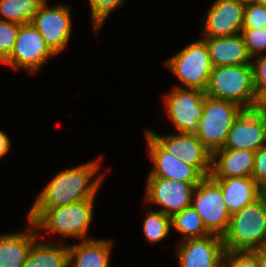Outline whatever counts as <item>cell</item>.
<instances>
[{"instance_id": "obj_1", "label": "cell", "mask_w": 266, "mask_h": 267, "mask_svg": "<svg viewBox=\"0 0 266 267\" xmlns=\"http://www.w3.org/2000/svg\"><path fill=\"white\" fill-rule=\"evenodd\" d=\"M99 159L58 172L38 195L28 213V221L34 223L50 208L95 199L104 178V175H100L92 179L98 173Z\"/></svg>"}, {"instance_id": "obj_2", "label": "cell", "mask_w": 266, "mask_h": 267, "mask_svg": "<svg viewBox=\"0 0 266 267\" xmlns=\"http://www.w3.org/2000/svg\"><path fill=\"white\" fill-rule=\"evenodd\" d=\"M222 242L226 251L266 246V200L263 196L231 214Z\"/></svg>"}, {"instance_id": "obj_3", "label": "cell", "mask_w": 266, "mask_h": 267, "mask_svg": "<svg viewBox=\"0 0 266 267\" xmlns=\"http://www.w3.org/2000/svg\"><path fill=\"white\" fill-rule=\"evenodd\" d=\"M205 94L252 109L256 92L251 64L213 67Z\"/></svg>"}, {"instance_id": "obj_4", "label": "cell", "mask_w": 266, "mask_h": 267, "mask_svg": "<svg viewBox=\"0 0 266 267\" xmlns=\"http://www.w3.org/2000/svg\"><path fill=\"white\" fill-rule=\"evenodd\" d=\"M93 204L94 199H86L47 209L34 223L29 222L30 228L86 240L93 218Z\"/></svg>"}, {"instance_id": "obj_5", "label": "cell", "mask_w": 266, "mask_h": 267, "mask_svg": "<svg viewBox=\"0 0 266 267\" xmlns=\"http://www.w3.org/2000/svg\"><path fill=\"white\" fill-rule=\"evenodd\" d=\"M243 110L236 103L205 94L204 112L195 135L211 154L223 147L233 122Z\"/></svg>"}, {"instance_id": "obj_6", "label": "cell", "mask_w": 266, "mask_h": 267, "mask_svg": "<svg viewBox=\"0 0 266 267\" xmlns=\"http://www.w3.org/2000/svg\"><path fill=\"white\" fill-rule=\"evenodd\" d=\"M170 71L184 84L181 88L205 91L213 66L206 43L192 42L165 62Z\"/></svg>"}, {"instance_id": "obj_7", "label": "cell", "mask_w": 266, "mask_h": 267, "mask_svg": "<svg viewBox=\"0 0 266 267\" xmlns=\"http://www.w3.org/2000/svg\"><path fill=\"white\" fill-rule=\"evenodd\" d=\"M191 206L211 234L222 236L227 231L231 214L228 212L219 184L211 176L204 177L196 185Z\"/></svg>"}, {"instance_id": "obj_8", "label": "cell", "mask_w": 266, "mask_h": 267, "mask_svg": "<svg viewBox=\"0 0 266 267\" xmlns=\"http://www.w3.org/2000/svg\"><path fill=\"white\" fill-rule=\"evenodd\" d=\"M51 56H55V54L46 45L37 28L30 22L20 25L11 55L2 64L35 73Z\"/></svg>"}, {"instance_id": "obj_9", "label": "cell", "mask_w": 266, "mask_h": 267, "mask_svg": "<svg viewBox=\"0 0 266 267\" xmlns=\"http://www.w3.org/2000/svg\"><path fill=\"white\" fill-rule=\"evenodd\" d=\"M205 91L175 87L165 95V108L173 125L180 133L195 134L204 112Z\"/></svg>"}, {"instance_id": "obj_10", "label": "cell", "mask_w": 266, "mask_h": 267, "mask_svg": "<svg viewBox=\"0 0 266 267\" xmlns=\"http://www.w3.org/2000/svg\"><path fill=\"white\" fill-rule=\"evenodd\" d=\"M198 183H188L160 177H147L145 202L162 206L169 217L191 206L192 195Z\"/></svg>"}, {"instance_id": "obj_11", "label": "cell", "mask_w": 266, "mask_h": 267, "mask_svg": "<svg viewBox=\"0 0 266 267\" xmlns=\"http://www.w3.org/2000/svg\"><path fill=\"white\" fill-rule=\"evenodd\" d=\"M46 4L45 0L31 23L40 32L49 49L57 55L71 36V10L66 5L49 8Z\"/></svg>"}, {"instance_id": "obj_12", "label": "cell", "mask_w": 266, "mask_h": 267, "mask_svg": "<svg viewBox=\"0 0 266 267\" xmlns=\"http://www.w3.org/2000/svg\"><path fill=\"white\" fill-rule=\"evenodd\" d=\"M147 132L172 156L175 155L187 165L194 167L203 177L210 176L212 154L195 134L178 132L175 135L161 137L151 130Z\"/></svg>"}, {"instance_id": "obj_13", "label": "cell", "mask_w": 266, "mask_h": 267, "mask_svg": "<svg viewBox=\"0 0 266 267\" xmlns=\"http://www.w3.org/2000/svg\"><path fill=\"white\" fill-rule=\"evenodd\" d=\"M266 144V120L261 112L243 110L233 122L222 148L257 151Z\"/></svg>"}, {"instance_id": "obj_14", "label": "cell", "mask_w": 266, "mask_h": 267, "mask_svg": "<svg viewBox=\"0 0 266 267\" xmlns=\"http://www.w3.org/2000/svg\"><path fill=\"white\" fill-rule=\"evenodd\" d=\"M245 4L238 0H216L205 17L204 38L240 34Z\"/></svg>"}, {"instance_id": "obj_15", "label": "cell", "mask_w": 266, "mask_h": 267, "mask_svg": "<svg viewBox=\"0 0 266 267\" xmlns=\"http://www.w3.org/2000/svg\"><path fill=\"white\" fill-rule=\"evenodd\" d=\"M225 252L222 236L186 239L177 247L180 267H220Z\"/></svg>"}, {"instance_id": "obj_16", "label": "cell", "mask_w": 266, "mask_h": 267, "mask_svg": "<svg viewBox=\"0 0 266 267\" xmlns=\"http://www.w3.org/2000/svg\"><path fill=\"white\" fill-rule=\"evenodd\" d=\"M149 155L154 168L148 177H160L188 183H199L204 177L192 166L165 150L147 131L145 133Z\"/></svg>"}, {"instance_id": "obj_17", "label": "cell", "mask_w": 266, "mask_h": 267, "mask_svg": "<svg viewBox=\"0 0 266 267\" xmlns=\"http://www.w3.org/2000/svg\"><path fill=\"white\" fill-rule=\"evenodd\" d=\"M255 151L221 148L212 154L211 174L213 179L252 177Z\"/></svg>"}, {"instance_id": "obj_18", "label": "cell", "mask_w": 266, "mask_h": 267, "mask_svg": "<svg viewBox=\"0 0 266 267\" xmlns=\"http://www.w3.org/2000/svg\"><path fill=\"white\" fill-rule=\"evenodd\" d=\"M206 43L213 67L251 64V56L241 34L202 38Z\"/></svg>"}, {"instance_id": "obj_19", "label": "cell", "mask_w": 266, "mask_h": 267, "mask_svg": "<svg viewBox=\"0 0 266 267\" xmlns=\"http://www.w3.org/2000/svg\"><path fill=\"white\" fill-rule=\"evenodd\" d=\"M220 186L222 197L230 214L242 210L262 196V188L252 177L214 179Z\"/></svg>"}, {"instance_id": "obj_20", "label": "cell", "mask_w": 266, "mask_h": 267, "mask_svg": "<svg viewBox=\"0 0 266 267\" xmlns=\"http://www.w3.org/2000/svg\"><path fill=\"white\" fill-rule=\"evenodd\" d=\"M112 241L87 238L78 245H69L68 267H109Z\"/></svg>"}, {"instance_id": "obj_21", "label": "cell", "mask_w": 266, "mask_h": 267, "mask_svg": "<svg viewBox=\"0 0 266 267\" xmlns=\"http://www.w3.org/2000/svg\"><path fill=\"white\" fill-rule=\"evenodd\" d=\"M42 238L37 231L0 235V267H23L33 243Z\"/></svg>"}, {"instance_id": "obj_22", "label": "cell", "mask_w": 266, "mask_h": 267, "mask_svg": "<svg viewBox=\"0 0 266 267\" xmlns=\"http://www.w3.org/2000/svg\"><path fill=\"white\" fill-rule=\"evenodd\" d=\"M36 240L23 267H68L69 248Z\"/></svg>"}, {"instance_id": "obj_23", "label": "cell", "mask_w": 266, "mask_h": 267, "mask_svg": "<svg viewBox=\"0 0 266 267\" xmlns=\"http://www.w3.org/2000/svg\"><path fill=\"white\" fill-rule=\"evenodd\" d=\"M45 0H0V19L19 24L32 22Z\"/></svg>"}, {"instance_id": "obj_24", "label": "cell", "mask_w": 266, "mask_h": 267, "mask_svg": "<svg viewBox=\"0 0 266 267\" xmlns=\"http://www.w3.org/2000/svg\"><path fill=\"white\" fill-rule=\"evenodd\" d=\"M171 225L184 240L200 238L211 234L203 224L201 217L192 206L186 207L171 218Z\"/></svg>"}, {"instance_id": "obj_25", "label": "cell", "mask_w": 266, "mask_h": 267, "mask_svg": "<svg viewBox=\"0 0 266 267\" xmlns=\"http://www.w3.org/2000/svg\"><path fill=\"white\" fill-rule=\"evenodd\" d=\"M171 228V217L166 216L159 210L147 212V217L143 222V232L148 242L155 244L163 240Z\"/></svg>"}, {"instance_id": "obj_26", "label": "cell", "mask_w": 266, "mask_h": 267, "mask_svg": "<svg viewBox=\"0 0 266 267\" xmlns=\"http://www.w3.org/2000/svg\"><path fill=\"white\" fill-rule=\"evenodd\" d=\"M20 25L0 19V63H3L11 55Z\"/></svg>"}, {"instance_id": "obj_27", "label": "cell", "mask_w": 266, "mask_h": 267, "mask_svg": "<svg viewBox=\"0 0 266 267\" xmlns=\"http://www.w3.org/2000/svg\"><path fill=\"white\" fill-rule=\"evenodd\" d=\"M220 267H260L252 250H232L223 254Z\"/></svg>"}, {"instance_id": "obj_28", "label": "cell", "mask_w": 266, "mask_h": 267, "mask_svg": "<svg viewBox=\"0 0 266 267\" xmlns=\"http://www.w3.org/2000/svg\"><path fill=\"white\" fill-rule=\"evenodd\" d=\"M124 0H89L91 8V17L94 24V30L98 32L102 23L105 22L111 11L119 8Z\"/></svg>"}, {"instance_id": "obj_29", "label": "cell", "mask_w": 266, "mask_h": 267, "mask_svg": "<svg viewBox=\"0 0 266 267\" xmlns=\"http://www.w3.org/2000/svg\"><path fill=\"white\" fill-rule=\"evenodd\" d=\"M240 34L251 58L266 50V27L260 29L242 28Z\"/></svg>"}, {"instance_id": "obj_30", "label": "cell", "mask_w": 266, "mask_h": 267, "mask_svg": "<svg viewBox=\"0 0 266 267\" xmlns=\"http://www.w3.org/2000/svg\"><path fill=\"white\" fill-rule=\"evenodd\" d=\"M266 27V7L257 2H247L244 8L243 28Z\"/></svg>"}, {"instance_id": "obj_31", "label": "cell", "mask_w": 266, "mask_h": 267, "mask_svg": "<svg viewBox=\"0 0 266 267\" xmlns=\"http://www.w3.org/2000/svg\"><path fill=\"white\" fill-rule=\"evenodd\" d=\"M252 178L261 188L266 186V144L255 152Z\"/></svg>"}, {"instance_id": "obj_32", "label": "cell", "mask_w": 266, "mask_h": 267, "mask_svg": "<svg viewBox=\"0 0 266 267\" xmlns=\"http://www.w3.org/2000/svg\"><path fill=\"white\" fill-rule=\"evenodd\" d=\"M256 62L251 61L253 85L256 94L266 86V54L258 55Z\"/></svg>"}, {"instance_id": "obj_33", "label": "cell", "mask_w": 266, "mask_h": 267, "mask_svg": "<svg viewBox=\"0 0 266 267\" xmlns=\"http://www.w3.org/2000/svg\"><path fill=\"white\" fill-rule=\"evenodd\" d=\"M252 109L261 113L266 112V86L256 94V100Z\"/></svg>"}, {"instance_id": "obj_34", "label": "cell", "mask_w": 266, "mask_h": 267, "mask_svg": "<svg viewBox=\"0 0 266 267\" xmlns=\"http://www.w3.org/2000/svg\"><path fill=\"white\" fill-rule=\"evenodd\" d=\"M10 144L9 137L6 135V133L0 130V158L8 153L11 147Z\"/></svg>"}, {"instance_id": "obj_35", "label": "cell", "mask_w": 266, "mask_h": 267, "mask_svg": "<svg viewBox=\"0 0 266 267\" xmlns=\"http://www.w3.org/2000/svg\"><path fill=\"white\" fill-rule=\"evenodd\" d=\"M252 251L256 254L258 258L259 266L266 267V246L253 249Z\"/></svg>"}, {"instance_id": "obj_36", "label": "cell", "mask_w": 266, "mask_h": 267, "mask_svg": "<svg viewBox=\"0 0 266 267\" xmlns=\"http://www.w3.org/2000/svg\"><path fill=\"white\" fill-rule=\"evenodd\" d=\"M256 2L266 7V0H257Z\"/></svg>"}, {"instance_id": "obj_37", "label": "cell", "mask_w": 266, "mask_h": 267, "mask_svg": "<svg viewBox=\"0 0 266 267\" xmlns=\"http://www.w3.org/2000/svg\"><path fill=\"white\" fill-rule=\"evenodd\" d=\"M262 196L265 198L266 200V186L264 188H262Z\"/></svg>"}, {"instance_id": "obj_38", "label": "cell", "mask_w": 266, "mask_h": 267, "mask_svg": "<svg viewBox=\"0 0 266 267\" xmlns=\"http://www.w3.org/2000/svg\"><path fill=\"white\" fill-rule=\"evenodd\" d=\"M238 1H241V2L247 3V2H256L257 0H238Z\"/></svg>"}, {"instance_id": "obj_39", "label": "cell", "mask_w": 266, "mask_h": 267, "mask_svg": "<svg viewBox=\"0 0 266 267\" xmlns=\"http://www.w3.org/2000/svg\"><path fill=\"white\" fill-rule=\"evenodd\" d=\"M263 115H264V117H265V120H266V112H263Z\"/></svg>"}]
</instances>
